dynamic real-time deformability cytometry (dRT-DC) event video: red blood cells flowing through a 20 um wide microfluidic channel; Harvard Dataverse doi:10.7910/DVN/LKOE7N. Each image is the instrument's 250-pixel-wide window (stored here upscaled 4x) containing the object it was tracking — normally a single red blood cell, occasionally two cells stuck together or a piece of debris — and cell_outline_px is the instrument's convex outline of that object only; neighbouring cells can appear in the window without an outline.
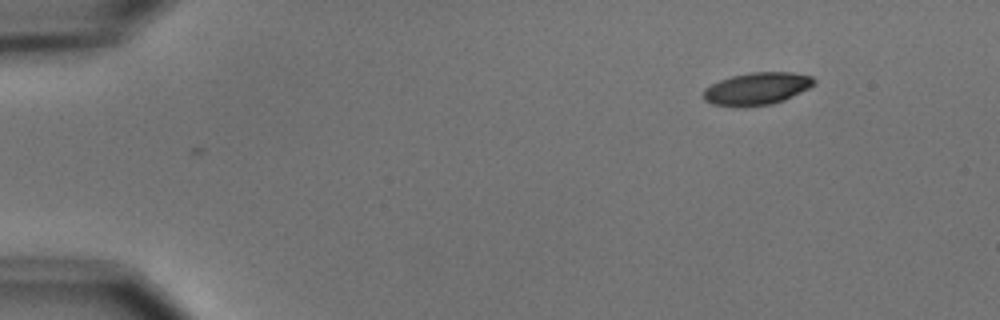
{"species": "common noctule bat (a hibernating species)", "species_latin": "Nyctalus noctula", "temperature_condition": "cold", "stored_images_in_passage": 5, "camera_frame_rate_fps": 3000, "um_per_image_px": 0.085, "animal": {"sex": "male", "body_mass_g": 15.6}, "frame": {"image": 1, "passage_image": 1, "time_ms": 0.0, "image_size_px": [1000, 320], "cell_outline_px": [[816, 84], [784, 100], [772, 104], [712, 104], [704, 100], [704, 88], [720, 80], [732, 76], [752, 72], [792, 72], [812, 76], [816, 80]], "centroid_in_image_um": [64.4, 7.49], "position_along_channel_um": 20.6, "area_um2": 20.17}}
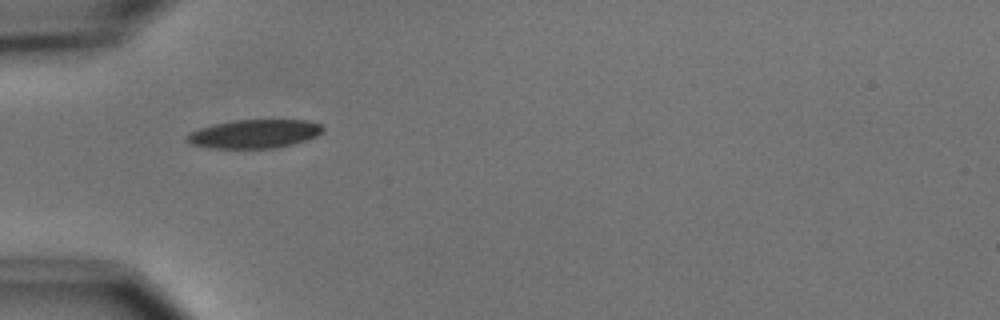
{"frame": {"image": 2, "passage_image": 4, "time_ms": 3.667, "image_size_px": [1000, 320], "cell_outline_px": [[324, 128], [316, 136], [292, 144], [276, 148], [212, 148], [192, 144], [184, 140], [192, 132], [200, 128], [216, 124], [236, 120], [304, 120], [320, 124]], "centroid_in_image_um": [21.62, 11.38], "position_along_channel_um": 63.4, "area_um2": 22.25}}
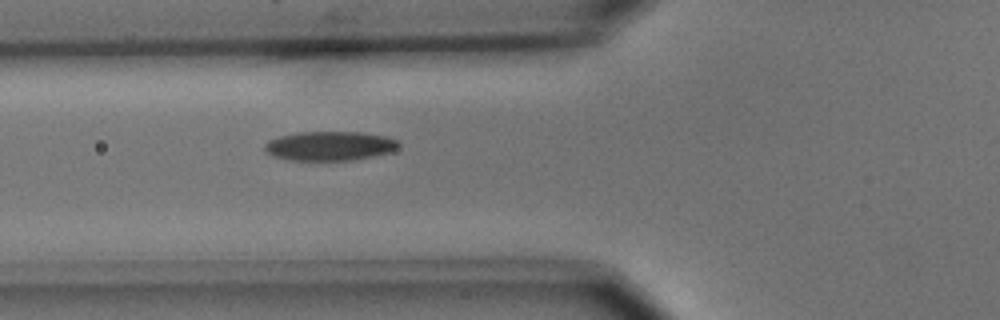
{"frame": {"image": 3, "passage_image": 5, "time_ms": 4.667, "image_size_px": [1000, 320], "cell_outline_px": [[400, 144], [392, 152], [352, 160], [288, 160], [272, 156], [264, 152], [264, 144], [268, 140], [280, 136], [296, 132], [364, 132], [384, 136], [400, 140]], "centroid_in_image_um": [28.0, 12.4], "position_along_channel_um": 97.8, "area_um2": 23.06}}